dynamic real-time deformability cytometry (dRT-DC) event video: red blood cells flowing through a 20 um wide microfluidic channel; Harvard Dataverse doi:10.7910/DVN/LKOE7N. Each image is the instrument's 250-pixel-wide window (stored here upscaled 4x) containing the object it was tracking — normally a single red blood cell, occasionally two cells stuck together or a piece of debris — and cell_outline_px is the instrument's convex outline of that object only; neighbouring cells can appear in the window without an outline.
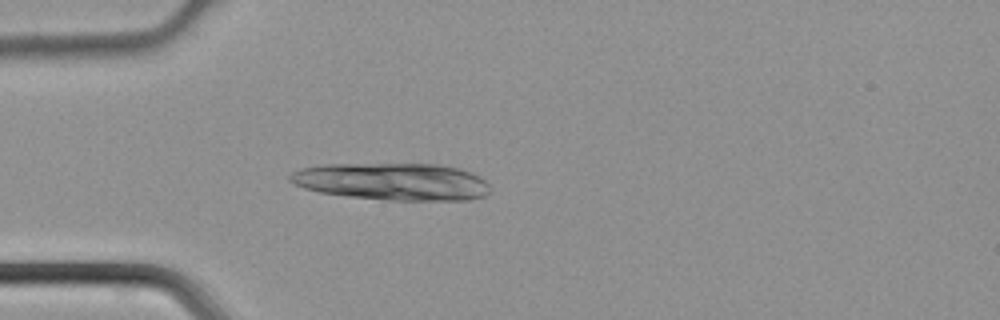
{"species": "common noctule bat (a hibernating species)", "species_latin": "Nyctalus noctula", "temperature_condition": "cold", "stored_images_in_passage": 7, "camera_frame_rate_fps": 3000, "um_per_image_px": 0.085, "animal": {"sex": "male", "body_mass_g": 21.5, "forearm_length_mm": 52.0}, "frame": {"image": 1, "passage_image": 3, "time_ms": 0.667, "image_size_px": [1000, 320], "cell_outline_px": [[492, 188], [484, 196], [472, 200], [388, 200], [348, 196], [320, 192], [304, 188], [292, 184], [288, 180], [288, 176], [292, 172], [300, 168], [324, 164], [440, 164], [460, 168], [472, 172], [480, 176]], "centroid_in_image_um": [33.37, 15.43], "position_along_channel_um": 51.6, "area_um2": 43.81}}